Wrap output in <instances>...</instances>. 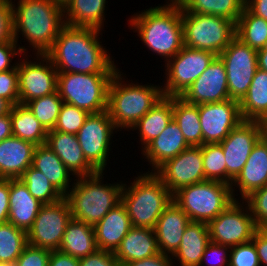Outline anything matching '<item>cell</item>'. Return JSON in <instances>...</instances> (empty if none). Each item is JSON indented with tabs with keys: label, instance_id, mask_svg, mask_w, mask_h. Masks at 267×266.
Here are the masks:
<instances>
[{
	"label": "cell",
	"instance_id": "cell-1",
	"mask_svg": "<svg viewBox=\"0 0 267 266\" xmlns=\"http://www.w3.org/2000/svg\"><path fill=\"white\" fill-rule=\"evenodd\" d=\"M101 31L65 25L45 55L57 73H116L118 65L101 44Z\"/></svg>",
	"mask_w": 267,
	"mask_h": 266
},
{
	"label": "cell",
	"instance_id": "cell-2",
	"mask_svg": "<svg viewBox=\"0 0 267 266\" xmlns=\"http://www.w3.org/2000/svg\"><path fill=\"white\" fill-rule=\"evenodd\" d=\"M128 21L144 46L165 63L184 46L182 9L176 0L134 13Z\"/></svg>",
	"mask_w": 267,
	"mask_h": 266
},
{
	"label": "cell",
	"instance_id": "cell-3",
	"mask_svg": "<svg viewBox=\"0 0 267 266\" xmlns=\"http://www.w3.org/2000/svg\"><path fill=\"white\" fill-rule=\"evenodd\" d=\"M14 3L11 0L14 40L18 43L22 35L33 47L35 55H45L65 26L63 5L53 0H18L17 5Z\"/></svg>",
	"mask_w": 267,
	"mask_h": 266
},
{
	"label": "cell",
	"instance_id": "cell-4",
	"mask_svg": "<svg viewBox=\"0 0 267 266\" xmlns=\"http://www.w3.org/2000/svg\"><path fill=\"white\" fill-rule=\"evenodd\" d=\"M104 172L73 179L72 187L64 196L72 218L94 226L111 209L121 203L123 181L103 183ZM76 181V182H75Z\"/></svg>",
	"mask_w": 267,
	"mask_h": 266
},
{
	"label": "cell",
	"instance_id": "cell-5",
	"mask_svg": "<svg viewBox=\"0 0 267 266\" xmlns=\"http://www.w3.org/2000/svg\"><path fill=\"white\" fill-rule=\"evenodd\" d=\"M118 69L108 88L107 112L114 126L130 130L160 99L164 97L161 85L125 83Z\"/></svg>",
	"mask_w": 267,
	"mask_h": 266
},
{
	"label": "cell",
	"instance_id": "cell-6",
	"mask_svg": "<svg viewBox=\"0 0 267 266\" xmlns=\"http://www.w3.org/2000/svg\"><path fill=\"white\" fill-rule=\"evenodd\" d=\"M133 183H123L121 202L126 207L132 227L153 229L160 215L173 201V194L154 173H140ZM128 187V188H127Z\"/></svg>",
	"mask_w": 267,
	"mask_h": 266
},
{
	"label": "cell",
	"instance_id": "cell-7",
	"mask_svg": "<svg viewBox=\"0 0 267 266\" xmlns=\"http://www.w3.org/2000/svg\"><path fill=\"white\" fill-rule=\"evenodd\" d=\"M173 201L191 222L209 223L235 199L229 184L205 180L180 188L173 194Z\"/></svg>",
	"mask_w": 267,
	"mask_h": 266
},
{
	"label": "cell",
	"instance_id": "cell-8",
	"mask_svg": "<svg viewBox=\"0 0 267 266\" xmlns=\"http://www.w3.org/2000/svg\"><path fill=\"white\" fill-rule=\"evenodd\" d=\"M115 73H58L57 92L63 102L86 112L107 110L108 88Z\"/></svg>",
	"mask_w": 267,
	"mask_h": 266
},
{
	"label": "cell",
	"instance_id": "cell-9",
	"mask_svg": "<svg viewBox=\"0 0 267 266\" xmlns=\"http://www.w3.org/2000/svg\"><path fill=\"white\" fill-rule=\"evenodd\" d=\"M184 46L209 51L218 56L236 36L230 19L195 13H182Z\"/></svg>",
	"mask_w": 267,
	"mask_h": 266
},
{
	"label": "cell",
	"instance_id": "cell-10",
	"mask_svg": "<svg viewBox=\"0 0 267 266\" xmlns=\"http://www.w3.org/2000/svg\"><path fill=\"white\" fill-rule=\"evenodd\" d=\"M216 57L214 53L186 46L165 63L163 95L181 97Z\"/></svg>",
	"mask_w": 267,
	"mask_h": 266
},
{
	"label": "cell",
	"instance_id": "cell-11",
	"mask_svg": "<svg viewBox=\"0 0 267 266\" xmlns=\"http://www.w3.org/2000/svg\"><path fill=\"white\" fill-rule=\"evenodd\" d=\"M218 57L227 73L229 98L240 103L258 69L257 50L235 36Z\"/></svg>",
	"mask_w": 267,
	"mask_h": 266
},
{
	"label": "cell",
	"instance_id": "cell-12",
	"mask_svg": "<svg viewBox=\"0 0 267 266\" xmlns=\"http://www.w3.org/2000/svg\"><path fill=\"white\" fill-rule=\"evenodd\" d=\"M241 201L242 204L235 200L208 223L211 242L233 247L253 239L258 228L249 206L244 200Z\"/></svg>",
	"mask_w": 267,
	"mask_h": 266
},
{
	"label": "cell",
	"instance_id": "cell-13",
	"mask_svg": "<svg viewBox=\"0 0 267 266\" xmlns=\"http://www.w3.org/2000/svg\"><path fill=\"white\" fill-rule=\"evenodd\" d=\"M118 129L107 110L89 114L76 136L87 162L97 171L104 172L109 160L111 137Z\"/></svg>",
	"mask_w": 267,
	"mask_h": 266
},
{
	"label": "cell",
	"instance_id": "cell-14",
	"mask_svg": "<svg viewBox=\"0 0 267 266\" xmlns=\"http://www.w3.org/2000/svg\"><path fill=\"white\" fill-rule=\"evenodd\" d=\"M72 214L65 198L41 206L32 227L27 231L28 244L34 247L58 250Z\"/></svg>",
	"mask_w": 267,
	"mask_h": 266
},
{
	"label": "cell",
	"instance_id": "cell-15",
	"mask_svg": "<svg viewBox=\"0 0 267 266\" xmlns=\"http://www.w3.org/2000/svg\"><path fill=\"white\" fill-rule=\"evenodd\" d=\"M35 57L36 61L24 57L21 62L18 60L19 104L25 105L57 91L58 73L51 60L46 55L36 54Z\"/></svg>",
	"mask_w": 267,
	"mask_h": 266
},
{
	"label": "cell",
	"instance_id": "cell-16",
	"mask_svg": "<svg viewBox=\"0 0 267 266\" xmlns=\"http://www.w3.org/2000/svg\"><path fill=\"white\" fill-rule=\"evenodd\" d=\"M154 173L172 194L182 187L205 181L201 146H189Z\"/></svg>",
	"mask_w": 267,
	"mask_h": 266
},
{
	"label": "cell",
	"instance_id": "cell-17",
	"mask_svg": "<svg viewBox=\"0 0 267 266\" xmlns=\"http://www.w3.org/2000/svg\"><path fill=\"white\" fill-rule=\"evenodd\" d=\"M261 138V121L243 120L219 143L226 160V184L231 185Z\"/></svg>",
	"mask_w": 267,
	"mask_h": 266
},
{
	"label": "cell",
	"instance_id": "cell-18",
	"mask_svg": "<svg viewBox=\"0 0 267 266\" xmlns=\"http://www.w3.org/2000/svg\"><path fill=\"white\" fill-rule=\"evenodd\" d=\"M199 117L203 145L221 143L243 121L240 103L231 99L200 104Z\"/></svg>",
	"mask_w": 267,
	"mask_h": 266
},
{
	"label": "cell",
	"instance_id": "cell-19",
	"mask_svg": "<svg viewBox=\"0 0 267 266\" xmlns=\"http://www.w3.org/2000/svg\"><path fill=\"white\" fill-rule=\"evenodd\" d=\"M181 97L186 102L195 105L230 99L223 61L216 56Z\"/></svg>",
	"mask_w": 267,
	"mask_h": 266
},
{
	"label": "cell",
	"instance_id": "cell-20",
	"mask_svg": "<svg viewBox=\"0 0 267 266\" xmlns=\"http://www.w3.org/2000/svg\"><path fill=\"white\" fill-rule=\"evenodd\" d=\"M267 185V143L261 137L255 144L249 158L238 176L232 181L231 189L235 200V187L238 188L242 200L254 190ZM234 186V187H233Z\"/></svg>",
	"mask_w": 267,
	"mask_h": 266
},
{
	"label": "cell",
	"instance_id": "cell-21",
	"mask_svg": "<svg viewBox=\"0 0 267 266\" xmlns=\"http://www.w3.org/2000/svg\"><path fill=\"white\" fill-rule=\"evenodd\" d=\"M46 145L60 158L74 178L97 173L85 159L75 134L50 130L47 132Z\"/></svg>",
	"mask_w": 267,
	"mask_h": 266
},
{
	"label": "cell",
	"instance_id": "cell-22",
	"mask_svg": "<svg viewBox=\"0 0 267 266\" xmlns=\"http://www.w3.org/2000/svg\"><path fill=\"white\" fill-rule=\"evenodd\" d=\"M190 222L188 215L172 201L153 228L159 252L172 256L179 248L184 231Z\"/></svg>",
	"mask_w": 267,
	"mask_h": 266
},
{
	"label": "cell",
	"instance_id": "cell-23",
	"mask_svg": "<svg viewBox=\"0 0 267 266\" xmlns=\"http://www.w3.org/2000/svg\"><path fill=\"white\" fill-rule=\"evenodd\" d=\"M188 147L182 131L172 119L163 132L142 150L141 154L152 167L150 171L155 172L167 160L176 157Z\"/></svg>",
	"mask_w": 267,
	"mask_h": 266
},
{
	"label": "cell",
	"instance_id": "cell-24",
	"mask_svg": "<svg viewBox=\"0 0 267 266\" xmlns=\"http://www.w3.org/2000/svg\"><path fill=\"white\" fill-rule=\"evenodd\" d=\"M36 145L11 136L0 142V178L18 179L32 165Z\"/></svg>",
	"mask_w": 267,
	"mask_h": 266
},
{
	"label": "cell",
	"instance_id": "cell-25",
	"mask_svg": "<svg viewBox=\"0 0 267 266\" xmlns=\"http://www.w3.org/2000/svg\"><path fill=\"white\" fill-rule=\"evenodd\" d=\"M93 227L98 249L115 252L132 224L126 207L121 202Z\"/></svg>",
	"mask_w": 267,
	"mask_h": 266
},
{
	"label": "cell",
	"instance_id": "cell-26",
	"mask_svg": "<svg viewBox=\"0 0 267 266\" xmlns=\"http://www.w3.org/2000/svg\"><path fill=\"white\" fill-rule=\"evenodd\" d=\"M42 205L19 178L10 179L8 222L27 232Z\"/></svg>",
	"mask_w": 267,
	"mask_h": 266
},
{
	"label": "cell",
	"instance_id": "cell-27",
	"mask_svg": "<svg viewBox=\"0 0 267 266\" xmlns=\"http://www.w3.org/2000/svg\"><path fill=\"white\" fill-rule=\"evenodd\" d=\"M159 252L154 229L132 227L114 252L121 266L142 260Z\"/></svg>",
	"mask_w": 267,
	"mask_h": 266
},
{
	"label": "cell",
	"instance_id": "cell-28",
	"mask_svg": "<svg viewBox=\"0 0 267 266\" xmlns=\"http://www.w3.org/2000/svg\"><path fill=\"white\" fill-rule=\"evenodd\" d=\"M210 242L208 223L190 222L179 248L171 256L179 266H199L207 244Z\"/></svg>",
	"mask_w": 267,
	"mask_h": 266
},
{
	"label": "cell",
	"instance_id": "cell-29",
	"mask_svg": "<svg viewBox=\"0 0 267 266\" xmlns=\"http://www.w3.org/2000/svg\"><path fill=\"white\" fill-rule=\"evenodd\" d=\"M106 3V0H67L63 5L65 25L102 30Z\"/></svg>",
	"mask_w": 267,
	"mask_h": 266
},
{
	"label": "cell",
	"instance_id": "cell-30",
	"mask_svg": "<svg viewBox=\"0 0 267 266\" xmlns=\"http://www.w3.org/2000/svg\"><path fill=\"white\" fill-rule=\"evenodd\" d=\"M31 166L43 173L53 187L63 196L72 187L70 183L72 181L70 178L72 176L71 172L46 144L35 147Z\"/></svg>",
	"mask_w": 267,
	"mask_h": 266
},
{
	"label": "cell",
	"instance_id": "cell-31",
	"mask_svg": "<svg viewBox=\"0 0 267 266\" xmlns=\"http://www.w3.org/2000/svg\"><path fill=\"white\" fill-rule=\"evenodd\" d=\"M173 119L172 97L160 99L131 129L138 130L143 150Z\"/></svg>",
	"mask_w": 267,
	"mask_h": 266
},
{
	"label": "cell",
	"instance_id": "cell-32",
	"mask_svg": "<svg viewBox=\"0 0 267 266\" xmlns=\"http://www.w3.org/2000/svg\"><path fill=\"white\" fill-rule=\"evenodd\" d=\"M58 250L79 259L96 252L98 246L94 227L72 218L67 224Z\"/></svg>",
	"mask_w": 267,
	"mask_h": 266
},
{
	"label": "cell",
	"instance_id": "cell-33",
	"mask_svg": "<svg viewBox=\"0 0 267 266\" xmlns=\"http://www.w3.org/2000/svg\"><path fill=\"white\" fill-rule=\"evenodd\" d=\"M243 120H267V71L257 69L248 92L240 102Z\"/></svg>",
	"mask_w": 267,
	"mask_h": 266
},
{
	"label": "cell",
	"instance_id": "cell-34",
	"mask_svg": "<svg viewBox=\"0 0 267 266\" xmlns=\"http://www.w3.org/2000/svg\"><path fill=\"white\" fill-rule=\"evenodd\" d=\"M173 120L178 124L189 146H202L199 105L190 104L182 97H172Z\"/></svg>",
	"mask_w": 267,
	"mask_h": 266
},
{
	"label": "cell",
	"instance_id": "cell-35",
	"mask_svg": "<svg viewBox=\"0 0 267 266\" xmlns=\"http://www.w3.org/2000/svg\"><path fill=\"white\" fill-rule=\"evenodd\" d=\"M12 136L33 143L46 144L47 131L24 104L12 106L10 111Z\"/></svg>",
	"mask_w": 267,
	"mask_h": 266
},
{
	"label": "cell",
	"instance_id": "cell-36",
	"mask_svg": "<svg viewBox=\"0 0 267 266\" xmlns=\"http://www.w3.org/2000/svg\"><path fill=\"white\" fill-rule=\"evenodd\" d=\"M182 13L221 16L237 23L246 0H176Z\"/></svg>",
	"mask_w": 267,
	"mask_h": 266
},
{
	"label": "cell",
	"instance_id": "cell-37",
	"mask_svg": "<svg viewBox=\"0 0 267 266\" xmlns=\"http://www.w3.org/2000/svg\"><path fill=\"white\" fill-rule=\"evenodd\" d=\"M236 37L255 50L267 46V21L246 6L236 23Z\"/></svg>",
	"mask_w": 267,
	"mask_h": 266
},
{
	"label": "cell",
	"instance_id": "cell-38",
	"mask_svg": "<svg viewBox=\"0 0 267 266\" xmlns=\"http://www.w3.org/2000/svg\"><path fill=\"white\" fill-rule=\"evenodd\" d=\"M27 245L25 230L10 222L0 224V263L14 265Z\"/></svg>",
	"mask_w": 267,
	"mask_h": 266
},
{
	"label": "cell",
	"instance_id": "cell-39",
	"mask_svg": "<svg viewBox=\"0 0 267 266\" xmlns=\"http://www.w3.org/2000/svg\"><path fill=\"white\" fill-rule=\"evenodd\" d=\"M19 179L27 186L29 193L43 205L52 204L64 198L45 175L32 166Z\"/></svg>",
	"mask_w": 267,
	"mask_h": 266
},
{
	"label": "cell",
	"instance_id": "cell-40",
	"mask_svg": "<svg viewBox=\"0 0 267 266\" xmlns=\"http://www.w3.org/2000/svg\"><path fill=\"white\" fill-rule=\"evenodd\" d=\"M62 104L63 100L56 91L55 93L33 99L25 105L48 132L54 129Z\"/></svg>",
	"mask_w": 267,
	"mask_h": 266
},
{
	"label": "cell",
	"instance_id": "cell-41",
	"mask_svg": "<svg viewBox=\"0 0 267 266\" xmlns=\"http://www.w3.org/2000/svg\"><path fill=\"white\" fill-rule=\"evenodd\" d=\"M205 180L218 181L226 184V160L222 146L204 144L201 146Z\"/></svg>",
	"mask_w": 267,
	"mask_h": 266
},
{
	"label": "cell",
	"instance_id": "cell-42",
	"mask_svg": "<svg viewBox=\"0 0 267 266\" xmlns=\"http://www.w3.org/2000/svg\"><path fill=\"white\" fill-rule=\"evenodd\" d=\"M89 114L90 113L85 110L63 102L57 123L53 130L76 135Z\"/></svg>",
	"mask_w": 267,
	"mask_h": 266
},
{
	"label": "cell",
	"instance_id": "cell-43",
	"mask_svg": "<svg viewBox=\"0 0 267 266\" xmlns=\"http://www.w3.org/2000/svg\"><path fill=\"white\" fill-rule=\"evenodd\" d=\"M244 201L249 206L256 227L267 224V185L254 190Z\"/></svg>",
	"mask_w": 267,
	"mask_h": 266
},
{
	"label": "cell",
	"instance_id": "cell-44",
	"mask_svg": "<svg viewBox=\"0 0 267 266\" xmlns=\"http://www.w3.org/2000/svg\"><path fill=\"white\" fill-rule=\"evenodd\" d=\"M229 266H260L254 242L231 247Z\"/></svg>",
	"mask_w": 267,
	"mask_h": 266
},
{
	"label": "cell",
	"instance_id": "cell-45",
	"mask_svg": "<svg viewBox=\"0 0 267 266\" xmlns=\"http://www.w3.org/2000/svg\"><path fill=\"white\" fill-rule=\"evenodd\" d=\"M0 97L8 100L13 106L19 104L17 67L5 72H0Z\"/></svg>",
	"mask_w": 267,
	"mask_h": 266
},
{
	"label": "cell",
	"instance_id": "cell-46",
	"mask_svg": "<svg viewBox=\"0 0 267 266\" xmlns=\"http://www.w3.org/2000/svg\"><path fill=\"white\" fill-rule=\"evenodd\" d=\"M230 250L231 247L229 246L210 241L205 248L199 266H205L204 263L209 266H229Z\"/></svg>",
	"mask_w": 267,
	"mask_h": 266
},
{
	"label": "cell",
	"instance_id": "cell-47",
	"mask_svg": "<svg viewBox=\"0 0 267 266\" xmlns=\"http://www.w3.org/2000/svg\"><path fill=\"white\" fill-rule=\"evenodd\" d=\"M51 251L27 245L13 266H49Z\"/></svg>",
	"mask_w": 267,
	"mask_h": 266
},
{
	"label": "cell",
	"instance_id": "cell-48",
	"mask_svg": "<svg viewBox=\"0 0 267 266\" xmlns=\"http://www.w3.org/2000/svg\"><path fill=\"white\" fill-rule=\"evenodd\" d=\"M19 46V47H18ZM26 48L24 46H20L17 44L15 40H11L8 42L0 43V72H5L11 69H15L17 67V63H12V58L17 57L19 54L23 55L27 58ZM24 53V54H23Z\"/></svg>",
	"mask_w": 267,
	"mask_h": 266
},
{
	"label": "cell",
	"instance_id": "cell-49",
	"mask_svg": "<svg viewBox=\"0 0 267 266\" xmlns=\"http://www.w3.org/2000/svg\"><path fill=\"white\" fill-rule=\"evenodd\" d=\"M14 40L11 0H0V43Z\"/></svg>",
	"mask_w": 267,
	"mask_h": 266
},
{
	"label": "cell",
	"instance_id": "cell-50",
	"mask_svg": "<svg viewBox=\"0 0 267 266\" xmlns=\"http://www.w3.org/2000/svg\"><path fill=\"white\" fill-rule=\"evenodd\" d=\"M80 266H121L115 258L114 252L97 250L79 259Z\"/></svg>",
	"mask_w": 267,
	"mask_h": 266
},
{
	"label": "cell",
	"instance_id": "cell-51",
	"mask_svg": "<svg viewBox=\"0 0 267 266\" xmlns=\"http://www.w3.org/2000/svg\"><path fill=\"white\" fill-rule=\"evenodd\" d=\"M10 179L0 178V224L8 222Z\"/></svg>",
	"mask_w": 267,
	"mask_h": 266
},
{
	"label": "cell",
	"instance_id": "cell-52",
	"mask_svg": "<svg viewBox=\"0 0 267 266\" xmlns=\"http://www.w3.org/2000/svg\"><path fill=\"white\" fill-rule=\"evenodd\" d=\"M175 260L171 255L158 253L157 255L127 263L125 266H174Z\"/></svg>",
	"mask_w": 267,
	"mask_h": 266
},
{
	"label": "cell",
	"instance_id": "cell-53",
	"mask_svg": "<svg viewBox=\"0 0 267 266\" xmlns=\"http://www.w3.org/2000/svg\"><path fill=\"white\" fill-rule=\"evenodd\" d=\"M254 242L260 266H267V237L259 230L254 233Z\"/></svg>",
	"mask_w": 267,
	"mask_h": 266
},
{
	"label": "cell",
	"instance_id": "cell-54",
	"mask_svg": "<svg viewBox=\"0 0 267 266\" xmlns=\"http://www.w3.org/2000/svg\"><path fill=\"white\" fill-rule=\"evenodd\" d=\"M49 266H80V264L79 258L54 250L50 253Z\"/></svg>",
	"mask_w": 267,
	"mask_h": 266
},
{
	"label": "cell",
	"instance_id": "cell-55",
	"mask_svg": "<svg viewBox=\"0 0 267 266\" xmlns=\"http://www.w3.org/2000/svg\"><path fill=\"white\" fill-rule=\"evenodd\" d=\"M245 6L256 16L267 21V0H246Z\"/></svg>",
	"mask_w": 267,
	"mask_h": 266
},
{
	"label": "cell",
	"instance_id": "cell-56",
	"mask_svg": "<svg viewBox=\"0 0 267 266\" xmlns=\"http://www.w3.org/2000/svg\"><path fill=\"white\" fill-rule=\"evenodd\" d=\"M12 136L10 113L0 116V142Z\"/></svg>",
	"mask_w": 267,
	"mask_h": 266
},
{
	"label": "cell",
	"instance_id": "cell-57",
	"mask_svg": "<svg viewBox=\"0 0 267 266\" xmlns=\"http://www.w3.org/2000/svg\"><path fill=\"white\" fill-rule=\"evenodd\" d=\"M258 68L267 71V46L257 50Z\"/></svg>",
	"mask_w": 267,
	"mask_h": 266
},
{
	"label": "cell",
	"instance_id": "cell-58",
	"mask_svg": "<svg viewBox=\"0 0 267 266\" xmlns=\"http://www.w3.org/2000/svg\"><path fill=\"white\" fill-rule=\"evenodd\" d=\"M12 106L13 105L8 100L0 97V116L9 114Z\"/></svg>",
	"mask_w": 267,
	"mask_h": 266
},
{
	"label": "cell",
	"instance_id": "cell-59",
	"mask_svg": "<svg viewBox=\"0 0 267 266\" xmlns=\"http://www.w3.org/2000/svg\"><path fill=\"white\" fill-rule=\"evenodd\" d=\"M261 137L267 143V120L261 122Z\"/></svg>",
	"mask_w": 267,
	"mask_h": 266
},
{
	"label": "cell",
	"instance_id": "cell-60",
	"mask_svg": "<svg viewBox=\"0 0 267 266\" xmlns=\"http://www.w3.org/2000/svg\"><path fill=\"white\" fill-rule=\"evenodd\" d=\"M258 229L267 237V224L261 225Z\"/></svg>",
	"mask_w": 267,
	"mask_h": 266
},
{
	"label": "cell",
	"instance_id": "cell-61",
	"mask_svg": "<svg viewBox=\"0 0 267 266\" xmlns=\"http://www.w3.org/2000/svg\"><path fill=\"white\" fill-rule=\"evenodd\" d=\"M0 266H13V265L6 264V263H0Z\"/></svg>",
	"mask_w": 267,
	"mask_h": 266
}]
</instances>
